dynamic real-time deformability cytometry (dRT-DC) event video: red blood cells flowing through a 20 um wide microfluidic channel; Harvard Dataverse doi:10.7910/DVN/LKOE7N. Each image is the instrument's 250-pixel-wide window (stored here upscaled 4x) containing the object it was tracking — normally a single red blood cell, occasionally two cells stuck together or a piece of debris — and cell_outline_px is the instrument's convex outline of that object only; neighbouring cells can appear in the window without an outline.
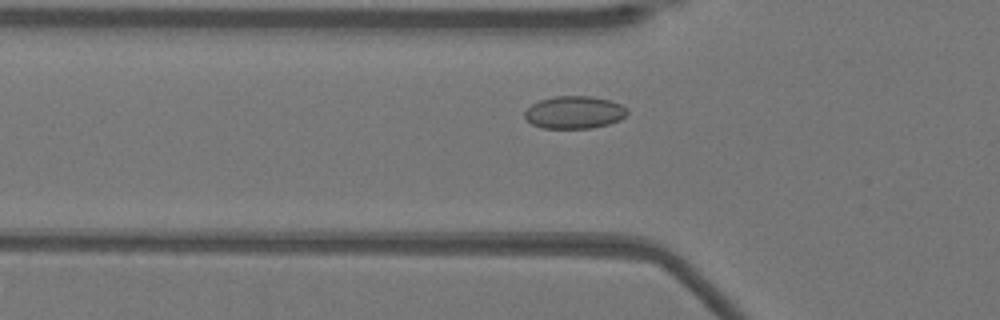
{"species": "Egyptian fruit bat (a non-hibernating species)", "species_latin": "Rousettus aegyptiacus", "temperature_condition": "warm", "stored_images_in_passage": 31, "camera_frame_rate_fps": 3000, "um_per_image_px": 0.085, "animal": {"sex": "female"}, "frame": {"image": 1, "passage_image": 2, "time_ms": 0.333, "image_size_px": [1000, 320], "cell_outline_px": [[628, 112], [620, 120], [608, 124], [592, 128], [540, 128], [532, 124], [524, 116], [524, 112], [532, 104], [540, 100], [556, 96], [592, 96], [608, 100], [620, 104]], "centroid_in_image_um": [48.79, 9.55], "position_along_channel_um": 77.0, "area_um2": 19.31}}
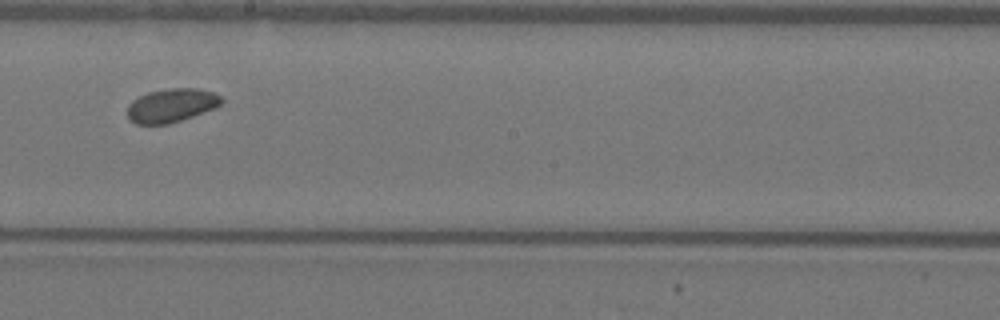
{"frame": {"image": 2, "passage_image": 14, "time_ms": 4.333, "image_size_px": [1000, 320], "cell_outline_px": [[224, 100], [216, 108], [168, 124], [136, 124], [128, 116], [128, 104], [132, 100], [148, 92], [168, 88], [196, 88], [212, 92], [220, 96]], "centroid_in_image_um": [14.58, 8.95], "position_along_channel_um": 233.6, "area_um2": 18.32}}
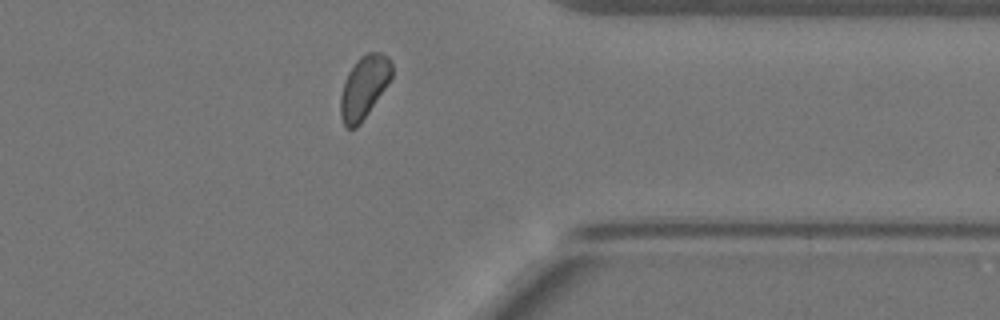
{"frame": {"image": 3, "passage_image": 26, "time_ms": 8.333, "image_size_px": [1000, 320], "cell_outline_px": [[392, 76], [360, 124], [356, 128], [348, 128], [344, 124], [340, 116], [340, 96], [348, 72], [360, 56], [368, 52], [380, 52], [388, 56], [392, 64]], "centroid_in_image_um": [30.93, 7.39], "position_along_channel_um": 380.5, "area_um2": 18.38}}